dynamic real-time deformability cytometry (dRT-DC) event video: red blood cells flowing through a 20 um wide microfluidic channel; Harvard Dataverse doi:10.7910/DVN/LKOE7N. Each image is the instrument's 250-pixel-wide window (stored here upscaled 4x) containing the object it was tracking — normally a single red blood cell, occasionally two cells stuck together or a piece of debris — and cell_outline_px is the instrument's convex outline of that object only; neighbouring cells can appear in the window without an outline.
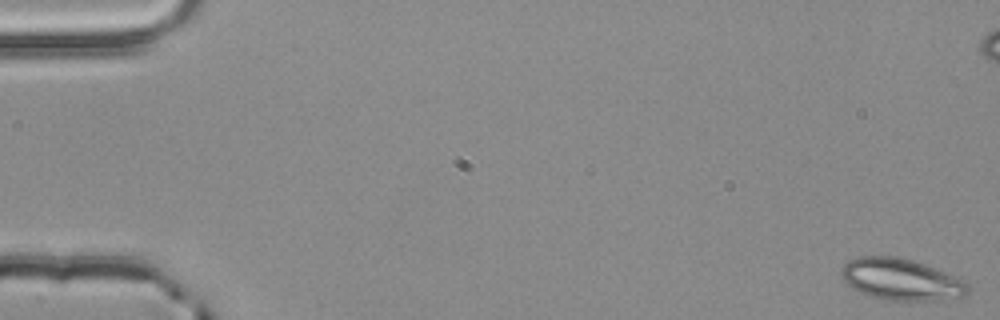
{"species": "common noctule bat (a hibernating species)", "species_latin": "Nyctalus noctula", "temperature_condition": "room temperature", "stored_images_in_passage": 16, "camera_frame_rate_fps": 3000, "um_per_image_px": 0.085, "animal": {"sex": "male", "body_mass_g": 20.4}, "frame": {"image": 1, "passage_image": 1, "time_ms": 0.0, "image_size_px": [1000, 320], "cell_outline_px": [[968, 292], [964, 296], [944, 300], [892, 300], [872, 296], [860, 292], [852, 288], [840, 276], [840, 268], [848, 260], [860, 256], [896, 256], [912, 260], [924, 264], [964, 280], [968, 284]], "centroid_in_image_um": [76.57, 23.74], "position_along_channel_um": 8.4, "area_um2": 30.52}}